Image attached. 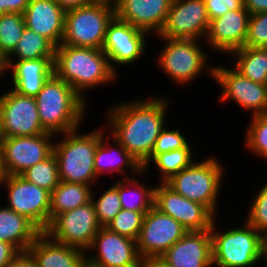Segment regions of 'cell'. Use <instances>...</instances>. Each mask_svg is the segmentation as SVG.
<instances>
[{
	"mask_svg": "<svg viewBox=\"0 0 267 267\" xmlns=\"http://www.w3.org/2000/svg\"><path fill=\"white\" fill-rule=\"evenodd\" d=\"M19 252L20 251L12 244L0 241V267L6 266Z\"/></svg>",
	"mask_w": 267,
	"mask_h": 267,
	"instance_id": "b9f144b4",
	"label": "cell"
},
{
	"mask_svg": "<svg viewBox=\"0 0 267 267\" xmlns=\"http://www.w3.org/2000/svg\"><path fill=\"white\" fill-rule=\"evenodd\" d=\"M0 187L7 194L5 206L27 217L42 232L47 229L50 224L49 191L26 181L20 175H5Z\"/></svg>",
	"mask_w": 267,
	"mask_h": 267,
	"instance_id": "30bf717a",
	"label": "cell"
},
{
	"mask_svg": "<svg viewBox=\"0 0 267 267\" xmlns=\"http://www.w3.org/2000/svg\"><path fill=\"white\" fill-rule=\"evenodd\" d=\"M4 267H38L33 256L28 252H19V254Z\"/></svg>",
	"mask_w": 267,
	"mask_h": 267,
	"instance_id": "7bdbcfd3",
	"label": "cell"
},
{
	"mask_svg": "<svg viewBox=\"0 0 267 267\" xmlns=\"http://www.w3.org/2000/svg\"><path fill=\"white\" fill-rule=\"evenodd\" d=\"M65 14L54 0H29L23 13L26 27L44 36L55 47L63 40Z\"/></svg>",
	"mask_w": 267,
	"mask_h": 267,
	"instance_id": "cb8c5ba5",
	"label": "cell"
},
{
	"mask_svg": "<svg viewBox=\"0 0 267 267\" xmlns=\"http://www.w3.org/2000/svg\"><path fill=\"white\" fill-rule=\"evenodd\" d=\"M29 0H0V15L5 13L23 14Z\"/></svg>",
	"mask_w": 267,
	"mask_h": 267,
	"instance_id": "60d3db41",
	"label": "cell"
},
{
	"mask_svg": "<svg viewBox=\"0 0 267 267\" xmlns=\"http://www.w3.org/2000/svg\"><path fill=\"white\" fill-rule=\"evenodd\" d=\"M191 144L192 141L181 149L157 154L143 170L148 174L150 172L148 170H151L149 168L156 167L154 170H157V175L160 176L157 178L159 183H165L173 175L189 167L195 161L197 158L195 154L198 156V153L194 152L195 147Z\"/></svg>",
	"mask_w": 267,
	"mask_h": 267,
	"instance_id": "f546056e",
	"label": "cell"
},
{
	"mask_svg": "<svg viewBox=\"0 0 267 267\" xmlns=\"http://www.w3.org/2000/svg\"><path fill=\"white\" fill-rule=\"evenodd\" d=\"M216 221L215 218L210 228L213 267H259L263 234L245 220L244 224L235 221L225 228H219L220 221Z\"/></svg>",
	"mask_w": 267,
	"mask_h": 267,
	"instance_id": "8992f818",
	"label": "cell"
},
{
	"mask_svg": "<svg viewBox=\"0 0 267 267\" xmlns=\"http://www.w3.org/2000/svg\"><path fill=\"white\" fill-rule=\"evenodd\" d=\"M65 11L88 5L92 0H54Z\"/></svg>",
	"mask_w": 267,
	"mask_h": 267,
	"instance_id": "f6af8a7d",
	"label": "cell"
},
{
	"mask_svg": "<svg viewBox=\"0 0 267 267\" xmlns=\"http://www.w3.org/2000/svg\"><path fill=\"white\" fill-rule=\"evenodd\" d=\"M149 37L151 36L146 31L132 26L115 15L107 26L102 47L112 69L117 73L119 66L129 67L130 64L133 66L141 62L148 50Z\"/></svg>",
	"mask_w": 267,
	"mask_h": 267,
	"instance_id": "8fae6325",
	"label": "cell"
},
{
	"mask_svg": "<svg viewBox=\"0 0 267 267\" xmlns=\"http://www.w3.org/2000/svg\"><path fill=\"white\" fill-rule=\"evenodd\" d=\"M55 48L44 36L26 27L16 48L5 60L55 58Z\"/></svg>",
	"mask_w": 267,
	"mask_h": 267,
	"instance_id": "4dcf8cb0",
	"label": "cell"
},
{
	"mask_svg": "<svg viewBox=\"0 0 267 267\" xmlns=\"http://www.w3.org/2000/svg\"><path fill=\"white\" fill-rule=\"evenodd\" d=\"M54 59L4 60L5 74H10L11 83L8 84L11 89L18 94L35 97L54 73Z\"/></svg>",
	"mask_w": 267,
	"mask_h": 267,
	"instance_id": "7402d4cb",
	"label": "cell"
},
{
	"mask_svg": "<svg viewBox=\"0 0 267 267\" xmlns=\"http://www.w3.org/2000/svg\"><path fill=\"white\" fill-rule=\"evenodd\" d=\"M232 66L237 72L248 79L267 84V50L265 48L241 47L229 54ZM233 58V59H231Z\"/></svg>",
	"mask_w": 267,
	"mask_h": 267,
	"instance_id": "f1b7e54d",
	"label": "cell"
},
{
	"mask_svg": "<svg viewBox=\"0 0 267 267\" xmlns=\"http://www.w3.org/2000/svg\"><path fill=\"white\" fill-rule=\"evenodd\" d=\"M162 258L171 267H213L210 229L188 231Z\"/></svg>",
	"mask_w": 267,
	"mask_h": 267,
	"instance_id": "44dd1931",
	"label": "cell"
},
{
	"mask_svg": "<svg viewBox=\"0 0 267 267\" xmlns=\"http://www.w3.org/2000/svg\"><path fill=\"white\" fill-rule=\"evenodd\" d=\"M187 232L182 224L153 206L143 218L136 240L138 253L142 259L161 257Z\"/></svg>",
	"mask_w": 267,
	"mask_h": 267,
	"instance_id": "5bb4252c",
	"label": "cell"
},
{
	"mask_svg": "<svg viewBox=\"0 0 267 267\" xmlns=\"http://www.w3.org/2000/svg\"><path fill=\"white\" fill-rule=\"evenodd\" d=\"M209 20L224 15L229 10L241 9L243 0H204Z\"/></svg>",
	"mask_w": 267,
	"mask_h": 267,
	"instance_id": "ab89813d",
	"label": "cell"
},
{
	"mask_svg": "<svg viewBox=\"0 0 267 267\" xmlns=\"http://www.w3.org/2000/svg\"><path fill=\"white\" fill-rule=\"evenodd\" d=\"M38 267H85L86 252L52 240L42 232L27 250Z\"/></svg>",
	"mask_w": 267,
	"mask_h": 267,
	"instance_id": "d4e9b609",
	"label": "cell"
},
{
	"mask_svg": "<svg viewBox=\"0 0 267 267\" xmlns=\"http://www.w3.org/2000/svg\"><path fill=\"white\" fill-rule=\"evenodd\" d=\"M54 73L87 103L92 89L115 84L120 74L112 69L102 49L70 45L55 48Z\"/></svg>",
	"mask_w": 267,
	"mask_h": 267,
	"instance_id": "7a4b0ae2",
	"label": "cell"
},
{
	"mask_svg": "<svg viewBox=\"0 0 267 267\" xmlns=\"http://www.w3.org/2000/svg\"><path fill=\"white\" fill-rule=\"evenodd\" d=\"M43 129L60 135L81 127L89 110V104L55 73L45 82L35 96Z\"/></svg>",
	"mask_w": 267,
	"mask_h": 267,
	"instance_id": "3957f363",
	"label": "cell"
},
{
	"mask_svg": "<svg viewBox=\"0 0 267 267\" xmlns=\"http://www.w3.org/2000/svg\"><path fill=\"white\" fill-rule=\"evenodd\" d=\"M136 241L101 227L86 251V264L92 267H140Z\"/></svg>",
	"mask_w": 267,
	"mask_h": 267,
	"instance_id": "9a60e30c",
	"label": "cell"
},
{
	"mask_svg": "<svg viewBox=\"0 0 267 267\" xmlns=\"http://www.w3.org/2000/svg\"><path fill=\"white\" fill-rule=\"evenodd\" d=\"M140 267H171V266L161 256V257H147L141 259Z\"/></svg>",
	"mask_w": 267,
	"mask_h": 267,
	"instance_id": "bcb514c9",
	"label": "cell"
},
{
	"mask_svg": "<svg viewBox=\"0 0 267 267\" xmlns=\"http://www.w3.org/2000/svg\"><path fill=\"white\" fill-rule=\"evenodd\" d=\"M143 218L142 212L121 209L106 227L112 232L136 241L141 231Z\"/></svg>",
	"mask_w": 267,
	"mask_h": 267,
	"instance_id": "8d00e7d4",
	"label": "cell"
},
{
	"mask_svg": "<svg viewBox=\"0 0 267 267\" xmlns=\"http://www.w3.org/2000/svg\"><path fill=\"white\" fill-rule=\"evenodd\" d=\"M209 23L204 0H173L159 36L204 41Z\"/></svg>",
	"mask_w": 267,
	"mask_h": 267,
	"instance_id": "e0dca14e",
	"label": "cell"
},
{
	"mask_svg": "<svg viewBox=\"0 0 267 267\" xmlns=\"http://www.w3.org/2000/svg\"><path fill=\"white\" fill-rule=\"evenodd\" d=\"M244 47H267V12L250 14Z\"/></svg>",
	"mask_w": 267,
	"mask_h": 267,
	"instance_id": "f35d334b",
	"label": "cell"
},
{
	"mask_svg": "<svg viewBox=\"0 0 267 267\" xmlns=\"http://www.w3.org/2000/svg\"><path fill=\"white\" fill-rule=\"evenodd\" d=\"M142 171V166L113 136L107 132L101 137L94 157V172L99 179L103 175L129 178Z\"/></svg>",
	"mask_w": 267,
	"mask_h": 267,
	"instance_id": "603a6c76",
	"label": "cell"
},
{
	"mask_svg": "<svg viewBox=\"0 0 267 267\" xmlns=\"http://www.w3.org/2000/svg\"><path fill=\"white\" fill-rule=\"evenodd\" d=\"M5 76V69H4V60L0 57V79L2 82V77Z\"/></svg>",
	"mask_w": 267,
	"mask_h": 267,
	"instance_id": "c3c4849f",
	"label": "cell"
},
{
	"mask_svg": "<svg viewBox=\"0 0 267 267\" xmlns=\"http://www.w3.org/2000/svg\"><path fill=\"white\" fill-rule=\"evenodd\" d=\"M219 158L211 154L201 161L198 158L165 182L178 194L205 206L216 218L220 216L217 213L221 201L220 189L227 177L224 163Z\"/></svg>",
	"mask_w": 267,
	"mask_h": 267,
	"instance_id": "52a82bcc",
	"label": "cell"
},
{
	"mask_svg": "<svg viewBox=\"0 0 267 267\" xmlns=\"http://www.w3.org/2000/svg\"><path fill=\"white\" fill-rule=\"evenodd\" d=\"M160 96V97H159ZM132 97L116 101L105 108L103 122L107 132L113 136L142 166L155 147L156 139L167 125L172 98ZM106 120V121H105Z\"/></svg>",
	"mask_w": 267,
	"mask_h": 267,
	"instance_id": "6da1fadb",
	"label": "cell"
},
{
	"mask_svg": "<svg viewBox=\"0 0 267 267\" xmlns=\"http://www.w3.org/2000/svg\"><path fill=\"white\" fill-rule=\"evenodd\" d=\"M95 187L99 188V194L97 195V190L93 188L91 202L94 205L99 224L106 227L122 209L119 193L112 183L107 189L104 187V190L100 185Z\"/></svg>",
	"mask_w": 267,
	"mask_h": 267,
	"instance_id": "836d02e7",
	"label": "cell"
},
{
	"mask_svg": "<svg viewBox=\"0 0 267 267\" xmlns=\"http://www.w3.org/2000/svg\"><path fill=\"white\" fill-rule=\"evenodd\" d=\"M154 37L165 42L154 59L158 70L162 71L165 77H169L173 84L180 86L178 88L189 87L204 73L205 76L207 74L213 78L214 64L209 59L210 50L204 49L205 46L208 49L205 41L165 38L159 35L153 36L152 39Z\"/></svg>",
	"mask_w": 267,
	"mask_h": 267,
	"instance_id": "5b68a950",
	"label": "cell"
},
{
	"mask_svg": "<svg viewBox=\"0 0 267 267\" xmlns=\"http://www.w3.org/2000/svg\"><path fill=\"white\" fill-rule=\"evenodd\" d=\"M55 135L3 137L0 141L4 175H20L53 154Z\"/></svg>",
	"mask_w": 267,
	"mask_h": 267,
	"instance_id": "4fadbf2b",
	"label": "cell"
},
{
	"mask_svg": "<svg viewBox=\"0 0 267 267\" xmlns=\"http://www.w3.org/2000/svg\"><path fill=\"white\" fill-rule=\"evenodd\" d=\"M243 135V146L253 157L267 162V113L250 116Z\"/></svg>",
	"mask_w": 267,
	"mask_h": 267,
	"instance_id": "1f68e13d",
	"label": "cell"
},
{
	"mask_svg": "<svg viewBox=\"0 0 267 267\" xmlns=\"http://www.w3.org/2000/svg\"><path fill=\"white\" fill-rule=\"evenodd\" d=\"M2 93L0 110L4 137L47 133L41 125L35 97L18 94L11 88Z\"/></svg>",
	"mask_w": 267,
	"mask_h": 267,
	"instance_id": "2e32d148",
	"label": "cell"
},
{
	"mask_svg": "<svg viewBox=\"0 0 267 267\" xmlns=\"http://www.w3.org/2000/svg\"><path fill=\"white\" fill-rule=\"evenodd\" d=\"M90 185L60 181L51 192L50 222L59 214L71 211L91 201Z\"/></svg>",
	"mask_w": 267,
	"mask_h": 267,
	"instance_id": "83f0119b",
	"label": "cell"
},
{
	"mask_svg": "<svg viewBox=\"0 0 267 267\" xmlns=\"http://www.w3.org/2000/svg\"><path fill=\"white\" fill-rule=\"evenodd\" d=\"M154 206L188 231L208 230L216 218L205 206L183 197L166 183H155Z\"/></svg>",
	"mask_w": 267,
	"mask_h": 267,
	"instance_id": "ac0fdd59",
	"label": "cell"
},
{
	"mask_svg": "<svg viewBox=\"0 0 267 267\" xmlns=\"http://www.w3.org/2000/svg\"><path fill=\"white\" fill-rule=\"evenodd\" d=\"M260 267H267V233L263 234V242H262V259H261Z\"/></svg>",
	"mask_w": 267,
	"mask_h": 267,
	"instance_id": "7dc6e473",
	"label": "cell"
},
{
	"mask_svg": "<svg viewBox=\"0 0 267 267\" xmlns=\"http://www.w3.org/2000/svg\"><path fill=\"white\" fill-rule=\"evenodd\" d=\"M172 1L118 0L115 3V15L149 35L156 36L165 25Z\"/></svg>",
	"mask_w": 267,
	"mask_h": 267,
	"instance_id": "ffe728a7",
	"label": "cell"
},
{
	"mask_svg": "<svg viewBox=\"0 0 267 267\" xmlns=\"http://www.w3.org/2000/svg\"><path fill=\"white\" fill-rule=\"evenodd\" d=\"M243 5L250 14L267 12V0H243Z\"/></svg>",
	"mask_w": 267,
	"mask_h": 267,
	"instance_id": "ee69618b",
	"label": "cell"
},
{
	"mask_svg": "<svg viewBox=\"0 0 267 267\" xmlns=\"http://www.w3.org/2000/svg\"><path fill=\"white\" fill-rule=\"evenodd\" d=\"M20 176L51 193L60 182L58 162L55 155L52 154L44 161L27 168Z\"/></svg>",
	"mask_w": 267,
	"mask_h": 267,
	"instance_id": "e575fe53",
	"label": "cell"
},
{
	"mask_svg": "<svg viewBox=\"0 0 267 267\" xmlns=\"http://www.w3.org/2000/svg\"><path fill=\"white\" fill-rule=\"evenodd\" d=\"M4 176L5 175H4L3 168H2V163H1V146H0V183L4 179Z\"/></svg>",
	"mask_w": 267,
	"mask_h": 267,
	"instance_id": "681fc988",
	"label": "cell"
},
{
	"mask_svg": "<svg viewBox=\"0 0 267 267\" xmlns=\"http://www.w3.org/2000/svg\"><path fill=\"white\" fill-rule=\"evenodd\" d=\"M249 17V11L243 6L241 9L229 10L224 15L210 20L204 39L210 52L212 50V53L229 56L231 52L244 47Z\"/></svg>",
	"mask_w": 267,
	"mask_h": 267,
	"instance_id": "d6986e66",
	"label": "cell"
},
{
	"mask_svg": "<svg viewBox=\"0 0 267 267\" xmlns=\"http://www.w3.org/2000/svg\"><path fill=\"white\" fill-rule=\"evenodd\" d=\"M172 124H168L162 129L158 138L156 139L155 147L151 153L148 160L142 165V168L147 166V164L157 155L163 152H169L173 150H178L185 147L190 141L182 130L179 128L169 129ZM167 127V128H166Z\"/></svg>",
	"mask_w": 267,
	"mask_h": 267,
	"instance_id": "74e56055",
	"label": "cell"
},
{
	"mask_svg": "<svg viewBox=\"0 0 267 267\" xmlns=\"http://www.w3.org/2000/svg\"><path fill=\"white\" fill-rule=\"evenodd\" d=\"M143 170L136 176L119 179L112 184L119 193L122 209L142 212L144 215L154 206L155 184L151 186L139 180L141 176H146Z\"/></svg>",
	"mask_w": 267,
	"mask_h": 267,
	"instance_id": "4316f807",
	"label": "cell"
},
{
	"mask_svg": "<svg viewBox=\"0 0 267 267\" xmlns=\"http://www.w3.org/2000/svg\"><path fill=\"white\" fill-rule=\"evenodd\" d=\"M41 233L27 217L5 205L0 206V241L12 244L20 252H24Z\"/></svg>",
	"mask_w": 267,
	"mask_h": 267,
	"instance_id": "484cf974",
	"label": "cell"
},
{
	"mask_svg": "<svg viewBox=\"0 0 267 267\" xmlns=\"http://www.w3.org/2000/svg\"><path fill=\"white\" fill-rule=\"evenodd\" d=\"M25 28L23 14L5 13L0 15V57L3 60L16 48Z\"/></svg>",
	"mask_w": 267,
	"mask_h": 267,
	"instance_id": "d6a6232c",
	"label": "cell"
},
{
	"mask_svg": "<svg viewBox=\"0 0 267 267\" xmlns=\"http://www.w3.org/2000/svg\"><path fill=\"white\" fill-rule=\"evenodd\" d=\"M3 129H2V115L0 110V141L3 139Z\"/></svg>",
	"mask_w": 267,
	"mask_h": 267,
	"instance_id": "f907efd6",
	"label": "cell"
},
{
	"mask_svg": "<svg viewBox=\"0 0 267 267\" xmlns=\"http://www.w3.org/2000/svg\"><path fill=\"white\" fill-rule=\"evenodd\" d=\"M92 1H105V2H110L112 4H115L118 0H92Z\"/></svg>",
	"mask_w": 267,
	"mask_h": 267,
	"instance_id": "816d5d0a",
	"label": "cell"
},
{
	"mask_svg": "<svg viewBox=\"0 0 267 267\" xmlns=\"http://www.w3.org/2000/svg\"><path fill=\"white\" fill-rule=\"evenodd\" d=\"M262 186V187H261ZM259 190H255L252 198L248 200L250 206L247 207V216L243 219L262 234L267 233V180L261 185ZM256 192V193H255Z\"/></svg>",
	"mask_w": 267,
	"mask_h": 267,
	"instance_id": "d590c367",
	"label": "cell"
},
{
	"mask_svg": "<svg viewBox=\"0 0 267 267\" xmlns=\"http://www.w3.org/2000/svg\"><path fill=\"white\" fill-rule=\"evenodd\" d=\"M102 226L90 201L57 215L44 231L52 240L87 251Z\"/></svg>",
	"mask_w": 267,
	"mask_h": 267,
	"instance_id": "7c38bea8",
	"label": "cell"
},
{
	"mask_svg": "<svg viewBox=\"0 0 267 267\" xmlns=\"http://www.w3.org/2000/svg\"><path fill=\"white\" fill-rule=\"evenodd\" d=\"M81 131L82 127H79L56 135L53 154L58 162L60 181L80 183L95 188V185L101 182H98L99 178L94 172V157L101 137L107 133V128L103 123V126L87 133Z\"/></svg>",
	"mask_w": 267,
	"mask_h": 267,
	"instance_id": "277c9868",
	"label": "cell"
},
{
	"mask_svg": "<svg viewBox=\"0 0 267 267\" xmlns=\"http://www.w3.org/2000/svg\"><path fill=\"white\" fill-rule=\"evenodd\" d=\"M228 65H222L221 62L214 65L213 81L221 89L217 102L222 105L234 102L251 116L266 114L267 84L254 82Z\"/></svg>",
	"mask_w": 267,
	"mask_h": 267,
	"instance_id": "9c48e42d",
	"label": "cell"
},
{
	"mask_svg": "<svg viewBox=\"0 0 267 267\" xmlns=\"http://www.w3.org/2000/svg\"><path fill=\"white\" fill-rule=\"evenodd\" d=\"M115 16V4L92 1L66 11L61 45L102 49L106 29Z\"/></svg>",
	"mask_w": 267,
	"mask_h": 267,
	"instance_id": "ba28073f",
	"label": "cell"
}]
</instances>
